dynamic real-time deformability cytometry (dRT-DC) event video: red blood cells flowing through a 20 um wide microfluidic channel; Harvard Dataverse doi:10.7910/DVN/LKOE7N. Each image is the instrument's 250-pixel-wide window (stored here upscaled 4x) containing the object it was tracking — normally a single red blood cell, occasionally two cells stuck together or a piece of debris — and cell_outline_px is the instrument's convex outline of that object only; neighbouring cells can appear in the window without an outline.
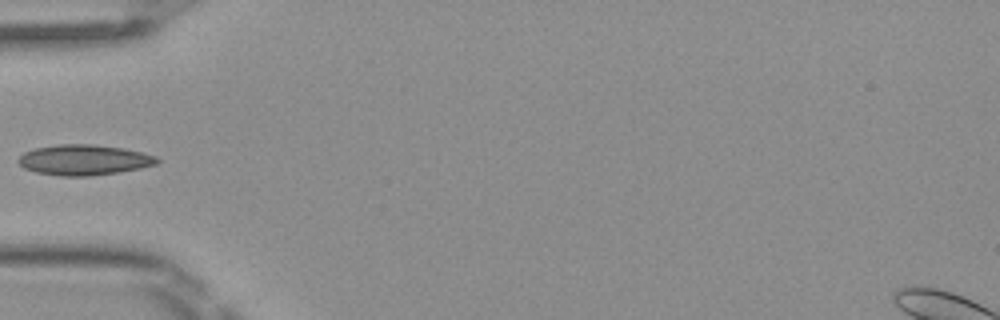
{"species": "Egyptian fruit bat (a non-hibernating species)", "species_latin": "Rousettus aegyptiacus", "temperature_condition": "room temperature", "stored_images_in_passage": 5, "camera_frame_rate_fps": 3000, "um_per_image_px": 0.085, "frame": {"image": 1, "passage_image": 5, "time_ms": 1.333, "image_size_px": [1000, 320], "cell_outline_px": [[160, 160], [156, 164], [140, 168], [120, 172], [88, 176], [60, 176], [36, 172], [24, 168], [20, 164], [20, 156], [24, 152], [36, 148], [56, 144], [96, 144], [124, 148], [144, 152], [156, 156]], "centroid_in_image_um": [7.18, 13.58], "position_along_channel_um": 77.8, "area_um2": 24.68}}